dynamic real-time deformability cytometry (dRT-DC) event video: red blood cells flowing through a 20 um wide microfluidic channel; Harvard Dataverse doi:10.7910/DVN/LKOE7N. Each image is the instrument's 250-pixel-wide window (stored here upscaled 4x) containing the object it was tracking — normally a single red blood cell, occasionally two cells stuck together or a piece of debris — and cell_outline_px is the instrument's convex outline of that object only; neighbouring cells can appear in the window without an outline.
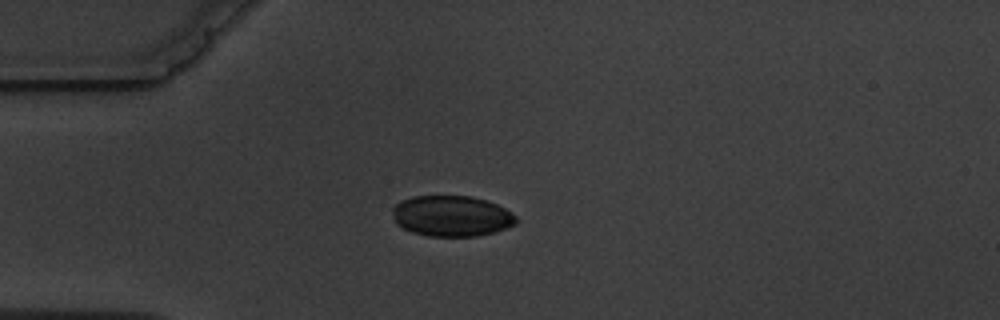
{"species": "common noctule bat (a hibernating species)", "species_latin": "Nyctalus noctula", "temperature_condition": "warm", "stored_images_in_passage": 3, "camera_frame_rate_fps": 3000, "um_per_image_px": 0.085, "animal": {"sex": "male", "body_mass_g": 19.5, "forearm_length_mm": 54.6}, "frame": {"image": 1, "passage_image": 1, "time_ms": 0.0, "image_size_px": [1000, 320], "cell_outline_px": [[516, 224], [492, 232], [476, 236], [428, 236], [412, 232], [396, 224], [392, 212], [392, 208], [400, 200], [412, 196], [472, 196], [496, 204], [512, 212], [516, 216]], "centroid_in_image_um": [38.35, 18.35], "position_along_channel_um": 46.6, "area_um2": 29.3}}
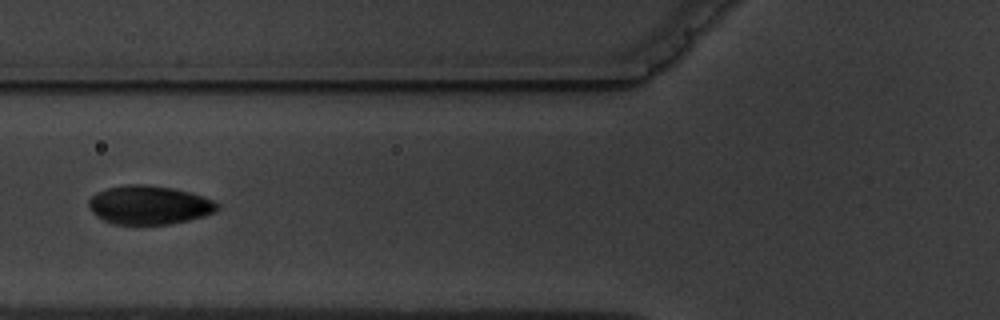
{"frame": {"image": 2, "passage_image": 3, "time_ms": 2.333, "image_size_px": [1000, 320], "cell_outline_px": [[220, 208], [216, 212], [204, 216], [172, 224], [112, 224], [96, 216], [92, 212], [88, 204], [88, 200], [96, 192], [108, 188], [128, 184], [144, 184], [172, 188], [192, 192], [204, 196], [220, 204]], "centroid_in_image_um": [12.7, 17.42], "position_along_channel_um": 113.1, "area_um2": 29.25}}